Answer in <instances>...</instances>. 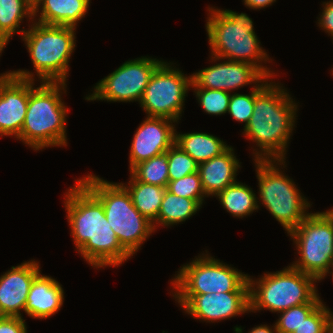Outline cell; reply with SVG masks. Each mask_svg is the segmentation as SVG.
<instances>
[{
  "instance_id": "obj_18",
  "label": "cell",
  "mask_w": 333,
  "mask_h": 333,
  "mask_svg": "<svg viewBox=\"0 0 333 333\" xmlns=\"http://www.w3.org/2000/svg\"><path fill=\"white\" fill-rule=\"evenodd\" d=\"M64 290L51 276L39 274L33 281L24 313L33 319H48L63 306Z\"/></svg>"
},
{
  "instance_id": "obj_8",
  "label": "cell",
  "mask_w": 333,
  "mask_h": 333,
  "mask_svg": "<svg viewBox=\"0 0 333 333\" xmlns=\"http://www.w3.org/2000/svg\"><path fill=\"white\" fill-rule=\"evenodd\" d=\"M317 282L291 265L264 273L257 280L248 275L250 313L265 309L279 313L309 303L318 294Z\"/></svg>"
},
{
  "instance_id": "obj_41",
  "label": "cell",
  "mask_w": 333,
  "mask_h": 333,
  "mask_svg": "<svg viewBox=\"0 0 333 333\" xmlns=\"http://www.w3.org/2000/svg\"><path fill=\"white\" fill-rule=\"evenodd\" d=\"M330 268H333V258H332V263H331V266H330Z\"/></svg>"
},
{
  "instance_id": "obj_15",
  "label": "cell",
  "mask_w": 333,
  "mask_h": 333,
  "mask_svg": "<svg viewBox=\"0 0 333 333\" xmlns=\"http://www.w3.org/2000/svg\"><path fill=\"white\" fill-rule=\"evenodd\" d=\"M175 121L163 117H145L134 133L129 153V169L167 152L175 143Z\"/></svg>"
},
{
  "instance_id": "obj_37",
  "label": "cell",
  "mask_w": 333,
  "mask_h": 333,
  "mask_svg": "<svg viewBox=\"0 0 333 333\" xmlns=\"http://www.w3.org/2000/svg\"><path fill=\"white\" fill-rule=\"evenodd\" d=\"M6 43L0 38V56L2 52L4 51V48L6 47Z\"/></svg>"
},
{
  "instance_id": "obj_35",
  "label": "cell",
  "mask_w": 333,
  "mask_h": 333,
  "mask_svg": "<svg viewBox=\"0 0 333 333\" xmlns=\"http://www.w3.org/2000/svg\"><path fill=\"white\" fill-rule=\"evenodd\" d=\"M244 5L250 9H262L271 6L276 0H243Z\"/></svg>"
},
{
  "instance_id": "obj_24",
  "label": "cell",
  "mask_w": 333,
  "mask_h": 333,
  "mask_svg": "<svg viewBox=\"0 0 333 333\" xmlns=\"http://www.w3.org/2000/svg\"><path fill=\"white\" fill-rule=\"evenodd\" d=\"M215 197L222 207L236 218L249 216L259 209L258 197L252 188L239 181L229 185Z\"/></svg>"
},
{
  "instance_id": "obj_22",
  "label": "cell",
  "mask_w": 333,
  "mask_h": 333,
  "mask_svg": "<svg viewBox=\"0 0 333 333\" xmlns=\"http://www.w3.org/2000/svg\"><path fill=\"white\" fill-rule=\"evenodd\" d=\"M127 184H121L130 194L134 207L152 223L157 219L165 187L137 181L131 174Z\"/></svg>"
},
{
  "instance_id": "obj_26",
  "label": "cell",
  "mask_w": 333,
  "mask_h": 333,
  "mask_svg": "<svg viewBox=\"0 0 333 333\" xmlns=\"http://www.w3.org/2000/svg\"><path fill=\"white\" fill-rule=\"evenodd\" d=\"M129 171L137 181L166 188L169 182L167 152L143 161Z\"/></svg>"
},
{
  "instance_id": "obj_36",
  "label": "cell",
  "mask_w": 333,
  "mask_h": 333,
  "mask_svg": "<svg viewBox=\"0 0 333 333\" xmlns=\"http://www.w3.org/2000/svg\"><path fill=\"white\" fill-rule=\"evenodd\" d=\"M272 327L266 324H261L259 326L253 327L250 331H248V333H278L275 324Z\"/></svg>"
},
{
  "instance_id": "obj_39",
  "label": "cell",
  "mask_w": 333,
  "mask_h": 333,
  "mask_svg": "<svg viewBox=\"0 0 333 333\" xmlns=\"http://www.w3.org/2000/svg\"><path fill=\"white\" fill-rule=\"evenodd\" d=\"M328 333H333V321L331 322Z\"/></svg>"
},
{
  "instance_id": "obj_5",
  "label": "cell",
  "mask_w": 333,
  "mask_h": 333,
  "mask_svg": "<svg viewBox=\"0 0 333 333\" xmlns=\"http://www.w3.org/2000/svg\"><path fill=\"white\" fill-rule=\"evenodd\" d=\"M103 205L106 219L121 246L134 256L154 231L152 222L133 205L121 183L88 174L78 179Z\"/></svg>"
},
{
  "instance_id": "obj_25",
  "label": "cell",
  "mask_w": 333,
  "mask_h": 333,
  "mask_svg": "<svg viewBox=\"0 0 333 333\" xmlns=\"http://www.w3.org/2000/svg\"><path fill=\"white\" fill-rule=\"evenodd\" d=\"M24 18L34 21V7L27 0H0V38L6 44L15 33L22 37L26 30L19 28Z\"/></svg>"
},
{
  "instance_id": "obj_21",
  "label": "cell",
  "mask_w": 333,
  "mask_h": 333,
  "mask_svg": "<svg viewBox=\"0 0 333 333\" xmlns=\"http://www.w3.org/2000/svg\"><path fill=\"white\" fill-rule=\"evenodd\" d=\"M175 144L198 164L221 155L230 147L223 139L205 132L182 134L175 131Z\"/></svg>"
},
{
  "instance_id": "obj_30",
  "label": "cell",
  "mask_w": 333,
  "mask_h": 333,
  "mask_svg": "<svg viewBox=\"0 0 333 333\" xmlns=\"http://www.w3.org/2000/svg\"><path fill=\"white\" fill-rule=\"evenodd\" d=\"M166 189L176 196L194 199L201 206L205 201V197L207 198L199 172L192 173L175 181H169Z\"/></svg>"
},
{
  "instance_id": "obj_4",
  "label": "cell",
  "mask_w": 333,
  "mask_h": 333,
  "mask_svg": "<svg viewBox=\"0 0 333 333\" xmlns=\"http://www.w3.org/2000/svg\"><path fill=\"white\" fill-rule=\"evenodd\" d=\"M206 32L214 63L227 59L256 66L267 78L275 72L263 63H272L255 33L252 18L246 13L208 7ZM271 60V61H270ZM263 62V63H262Z\"/></svg>"
},
{
  "instance_id": "obj_28",
  "label": "cell",
  "mask_w": 333,
  "mask_h": 333,
  "mask_svg": "<svg viewBox=\"0 0 333 333\" xmlns=\"http://www.w3.org/2000/svg\"><path fill=\"white\" fill-rule=\"evenodd\" d=\"M169 181L198 172V163L175 143L167 151Z\"/></svg>"
},
{
  "instance_id": "obj_10",
  "label": "cell",
  "mask_w": 333,
  "mask_h": 333,
  "mask_svg": "<svg viewBox=\"0 0 333 333\" xmlns=\"http://www.w3.org/2000/svg\"><path fill=\"white\" fill-rule=\"evenodd\" d=\"M205 251L180 267L171 279L172 294L249 292L248 274L220 262Z\"/></svg>"
},
{
  "instance_id": "obj_16",
  "label": "cell",
  "mask_w": 333,
  "mask_h": 333,
  "mask_svg": "<svg viewBox=\"0 0 333 333\" xmlns=\"http://www.w3.org/2000/svg\"><path fill=\"white\" fill-rule=\"evenodd\" d=\"M29 79L10 71L0 74V136L17 138L22 130L28 106Z\"/></svg>"
},
{
  "instance_id": "obj_20",
  "label": "cell",
  "mask_w": 333,
  "mask_h": 333,
  "mask_svg": "<svg viewBox=\"0 0 333 333\" xmlns=\"http://www.w3.org/2000/svg\"><path fill=\"white\" fill-rule=\"evenodd\" d=\"M90 1L91 0H40L34 7V20L37 23L45 25L76 28L77 24L86 16Z\"/></svg>"
},
{
  "instance_id": "obj_14",
  "label": "cell",
  "mask_w": 333,
  "mask_h": 333,
  "mask_svg": "<svg viewBox=\"0 0 333 333\" xmlns=\"http://www.w3.org/2000/svg\"><path fill=\"white\" fill-rule=\"evenodd\" d=\"M266 76L254 65L229 61L215 63L192 74L191 88H207L231 93L243 86L257 87Z\"/></svg>"
},
{
  "instance_id": "obj_3",
  "label": "cell",
  "mask_w": 333,
  "mask_h": 333,
  "mask_svg": "<svg viewBox=\"0 0 333 333\" xmlns=\"http://www.w3.org/2000/svg\"><path fill=\"white\" fill-rule=\"evenodd\" d=\"M10 72L18 78L29 79L27 112L21 133L16 140L22 141L34 151L46 147L67 146L68 108L62 99L67 84L41 82L39 87H34V72L25 69Z\"/></svg>"
},
{
  "instance_id": "obj_31",
  "label": "cell",
  "mask_w": 333,
  "mask_h": 333,
  "mask_svg": "<svg viewBox=\"0 0 333 333\" xmlns=\"http://www.w3.org/2000/svg\"><path fill=\"white\" fill-rule=\"evenodd\" d=\"M333 312L323 302L292 333H328Z\"/></svg>"
},
{
  "instance_id": "obj_7",
  "label": "cell",
  "mask_w": 333,
  "mask_h": 333,
  "mask_svg": "<svg viewBox=\"0 0 333 333\" xmlns=\"http://www.w3.org/2000/svg\"><path fill=\"white\" fill-rule=\"evenodd\" d=\"M285 160H254L259 188V204L283 226L287 234L310 214L311 203L292 178L284 174ZM283 166V167H282ZM280 167H282L280 169Z\"/></svg>"
},
{
  "instance_id": "obj_11",
  "label": "cell",
  "mask_w": 333,
  "mask_h": 333,
  "mask_svg": "<svg viewBox=\"0 0 333 333\" xmlns=\"http://www.w3.org/2000/svg\"><path fill=\"white\" fill-rule=\"evenodd\" d=\"M173 65L164 61L155 70L139 104L149 117H163L178 123L191 88L192 75H184Z\"/></svg>"
},
{
  "instance_id": "obj_9",
  "label": "cell",
  "mask_w": 333,
  "mask_h": 333,
  "mask_svg": "<svg viewBox=\"0 0 333 333\" xmlns=\"http://www.w3.org/2000/svg\"><path fill=\"white\" fill-rule=\"evenodd\" d=\"M288 236L299 255L291 266L318 283L326 278L333 258V210L310 212Z\"/></svg>"
},
{
  "instance_id": "obj_1",
  "label": "cell",
  "mask_w": 333,
  "mask_h": 333,
  "mask_svg": "<svg viewBox=\"0 0 333 333\" xmlns=\"http://www.w3.org/2000/svg\"><path fill=\"white\" fill-rule=\"evenodd\" d=\"M76 252L92 267H117L131 259L109 225L102 203L78 180L63 196Z\"/></svg>"
},
{
  "instance_id": "obj_12",
  "label": "cell",
  "mask_w": 333,
  "mask_h": 333,
  "mask_svg": "<svg viewBox=\"0 0 333 333\" xmlns=\"http://www.w3.org/2000/svg\"><path fill=\"white\" fill-rule=\"evenodd\" d=\"M163 62L146 56L128 60L96 83L85 100L140 103L151 76Z\"/></svg>"
},
{
  "instance_id": "obj_13",
  "label": "cell",
  "mask_w": 333,
  "mask_h": 333,
  "mask_svg": "<svg viewBox=\"0 0 333 333\" xmlns=\"http://www.w3.org/2000/svg\"><path fill=\"white\" fill-rule=\"evenodd\" d=\"M172 295L185 313L208 323L250 312L249 292Z\"/></svg>"
},
{
  "instance_id": "obj_27",
  "label": "cell",
  "mask_w": 333,
  "mask_h": 333,
  "mask_svg": "<svg viewBox=\"0 0 333 333\" xmlns=\"http://www.w3.org/2000/svg\"><path fill=\"white\" fill-rule=\"evenodd\" d=\"M322 302L323 300L320 299L319 294H317L309 303L294 306L279 312V319L275 322L277 332L292 333Z\"/></svg>"
},
{
  "instance_id": "obj_40",
  "label": "cell",
  "mask_w": 333,
  "mask_h": 333,
  "mask_svg": "<svg viewBox=\"0 0 333 333\" xmlns=\"http://www.w3.org/2000/svg\"><path fill=\"white\" fill-rule=\"evenodd\" d=\"M331 270H332V271H331ZM328 274H331V275H332V279H333V268H330V269H329L327 275H328Z\"/></svg>"
},
{
  "instance_id": "obj_38",
  "label": "cell",
  "mask_w": 333,
  "mask_h": 333,
  "mask_svg": "<svg viewBox=\"0 0 333 333\" xmlns=\"http://www.w3.org/2000/svg\"><path fill=\"white\" fill-rule=\"evenodd\" d=\"M27 1L32 5V7H35L40 0H27Z\"/></svg>"
},
{
  "instance_id": "obj_19",
  "label": "cell",
  "mask_w": 333,
  "mask_h": 333,
  "mask_svg": "<svg viewBox=\"0 0 333 333\" xmlns=\"http://www.w3.org/2000/svg\"><path fill=\"white\" fill-rule=\"evenodd\" d=\"M235 155L234 148L230 146L221 155L198 164V172L207 197H215L236 182L241 162Z\"/></svg>"
},
{
  "instance_id": "obj_32",
  "label": "cell",
  "mask_w": 333,
  "mask_h": 333,
  "mask_svg": "<svg viewBox=\"0 0 333 333\" xmlns=\"http://www.w3.org/2000/svg\"><path fill=\"white\" fill-rule=\"evenodd\" d=\"M254 109V87L250 94H231L228 113L237 122H243L244 128L248 125Z\"/></svg>"
},
{
  "instance_id": "obj_34",
  "label": "cell",
  "mask_w": 333,
  "mask_h": 333,
  "mask_svg": "<svg viewBox=\"0 0 333 333\" xmlns=\"http://www.w3.org/2000/svg\"><path fill=\"white\" fill-rule=\"evenodd\" d=\"M323 10L318 18V26L333 37V0L323 2Z\"/></svg>"
},
{
  "instance_id": "obj_2",
  "label": "cell",
  "mask_w": 333,
  "mask_h": 333,
  "mask_svg": "<svg viewBox=\"0 0 333 333\" xmlns=\"http://www.w3.org/2000/svg\"><path fill=\"white\" fill-rule=\"evenodd\" d=\"M269 79L254 87L253 114L242 133L258 147L253 160H286L299 109L285 87Z\"/></svg>"
},
{
  "instance_id": "obj_17",
  "label": "cell",
  "mask_w": 333,
  "mask_h": 333,
  "mask_svg": "<svg viewBox=\"0 0 333 333\" xmlns=\"http://www.w3.org/2000/svg\"><path fill=\"white\" fill-rule=\"evenodd\" d=\"M40 268L39 261H24L0 276V316L23 317L21 311Z\"/></svg>"
},
{
  "instance_id": "obj_33",
  "label": "cell",
  "mask_w": 333,
  "mask_h": 333,
  "mask_svg": "<svg viewBox=\"0 0 333 333\" xmlns=\"http://www.w3.org/2000/svg\"><path fill=\"white\" fill-rule=\"evenodd\" d=\"M0 333H27L24 317L0 316Z\"/></svg>"
},
{
  "instance_id": "obj_29",
  "label": "cell",
  "mask_w": 333,
  "mask_h": 333,
  "mask_svg": "<svg viewBox=\"0 0 333 333\" xmlns=\"http://www.w3.org/2000/svg\"><path fill=\"white\" fill-rule=\"evenodd\" d=\"M194 94L203 111L212 115L228 113L231 93L222 90L194 88Z\"/></svg>"
},
{
  "instance_id": "obj_23",
  "label": "cell",
  "mask_w": 333,
  "mask_h": 333,
  "mask_svg": "<svg viewBox=\"0 0 333 333\" xmlns=\"http://www.w3.org/2000/svg\"><path fill=\"white\" fill-rule=\"evenodd\" d=\"M201 207L196 200L176 196L166 189L158 217L152 223L154 231H156L159 225L171 227L175 224L185 222L191 216L195 215Z\"/></svg>"
},
{
  "instance_id": "obj_6",
  "label": "cell",
  "mask_w": 333,
  "mask_h": 333,
  "mask_svg": "<svg viewBox=\"0 0 333 333\" xmlns=\"http://www.w3.org/2000/svg\"><path fill=\"white\" fill-rule=\"evenodd\" d=\"M76 29L35 21L29 24L21 38L40 83L67 82L70 58L76 47Z\"/></svg>"
}]
</instances>
